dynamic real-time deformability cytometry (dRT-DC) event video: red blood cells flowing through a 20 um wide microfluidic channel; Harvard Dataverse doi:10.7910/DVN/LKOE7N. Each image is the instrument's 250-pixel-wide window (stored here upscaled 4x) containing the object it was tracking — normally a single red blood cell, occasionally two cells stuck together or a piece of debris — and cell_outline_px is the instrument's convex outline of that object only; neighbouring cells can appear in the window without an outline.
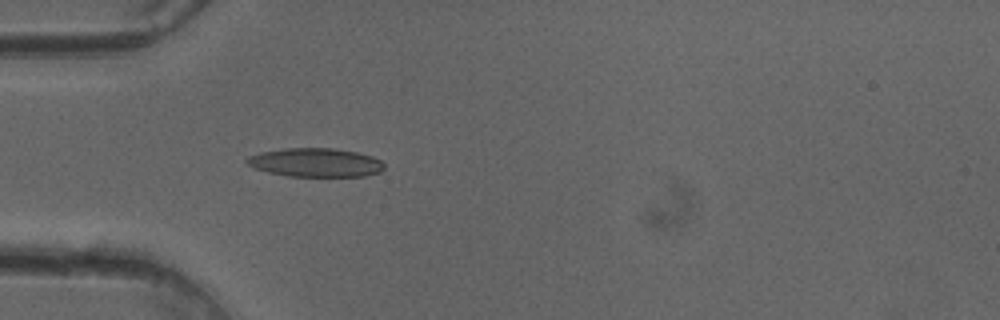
{"species": "common noctule bat (a hibernating species)", "species_latin": "Nyctalus noctula", "temperature_condition": "cold", "stored_images_in_passage": 44, "camera_frame_rate_fps": 3000, "um_per_image_px": 0.085, "animal": {"sex": "female"}, "frame": {"image": 1, "passage_image": 9, "time_ms": 2.667, "image_size_px": [1000, 320], "cell_outline_px": [[384, 168], [380, 172], [364, 176], [288, 176], [268, 172], [252, 168], [244, 160], [248, 156], [260, 152], [284, 148], [332, 148], [356, 152], [372, 156], [380, 160], [384, 164]], "centroid_in_image_um": [26.79, 13.81], "position_along_channel_um": 58.2, "area_um2": 23.06}}
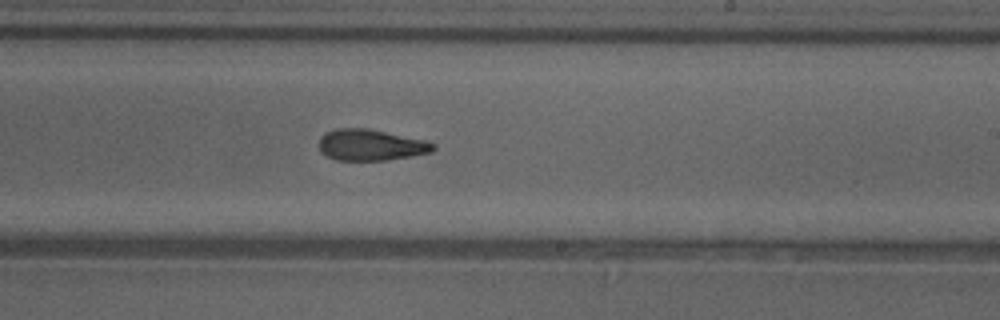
{"frame": {"image": 2, "passage_image": 24, "time_ms": 7.667, "image_size_px": [1000, 320], "cell_outline_px": [[436, 148], [432, 152], [388, 160], [336, 160], [320, 152], [320, 136], [324, 132], [336, 128], [368, 128], [428, 140], [436, 144]], "centroid_in_image_um": [31.54, 12.31], "position_along_channel_um": 257.5, "area_um2": 21.04}}
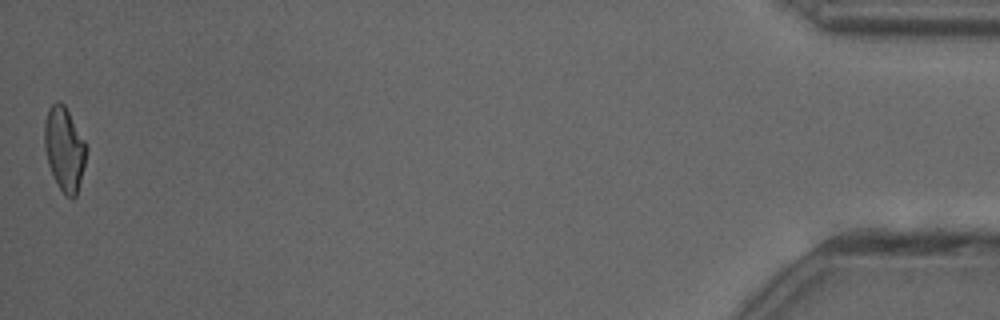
{"frame": {"image": 3, "passage_image": 44, "time_ms": 14.333, "image_size_px": [1000, 320], "cell_outline_px": [[88, 148], [76, 196], [72, 200], [64, 196], [48, 164], [44, 148], [44, 120], [48, 108], [56, 100], [60, 100], [64, 104], [84, 140]], "centroid_in_image_um": [5.45, 12.64], "position_along_channel_um": 429.7, "area_um2": 20.46}, "authors_computed_cell_mechanics": {"area_um2": 21.386, "velocity_mm_per_s": 4.0656, "shape_relaxation_time_tau1_ms": 9.4491, "shape_relaxation_time_tau2_ms": 3.2114, "deformation_change_tau1": 0.2246, "deformation_change_tau2": 0.1061}}